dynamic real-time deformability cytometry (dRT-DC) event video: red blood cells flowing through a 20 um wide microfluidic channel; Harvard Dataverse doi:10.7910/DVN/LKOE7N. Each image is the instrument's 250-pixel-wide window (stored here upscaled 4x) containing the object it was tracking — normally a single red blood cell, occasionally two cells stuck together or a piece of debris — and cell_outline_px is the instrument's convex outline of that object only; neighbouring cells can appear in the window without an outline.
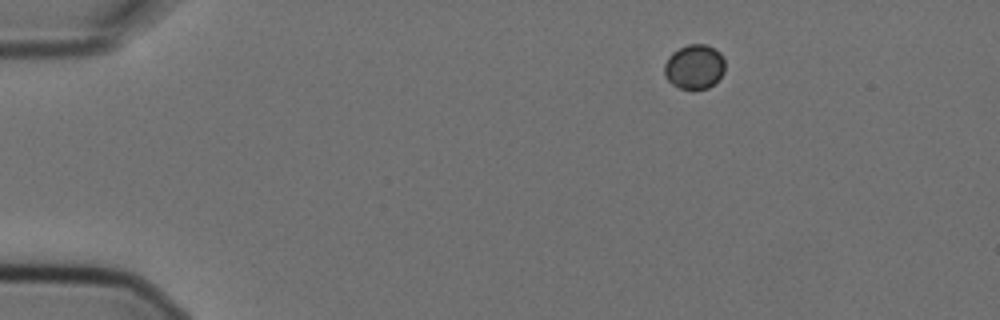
{"species": "Egyptian fruit bat (a non-hibernating species)", "species_latin": "Rousettus aegyptiacus", "temperature_condition": "cold", "stored_images_in_passage": 6, "camera_frame_rate_fps": 3000, "um_per_image_px": 0.085, "animal": {"sex": "female"}, "frame": {"image": 1, "passage_image": 1, "time_ms": 0.0, "image_size_px": [1000, 320], "cell_outline_px": [[724, 72], [708, 88], [692, 92], [680, 88], [672, 84], [664, 76], [664, 64], [668, 56], [672, 52], [688, 44], [704, 44], [720, 52], [724, 60]], "centroid_in_image_um": [58.99, 5.71], "position_along_channel_um": 26.0, "area_um2": 15.95}}
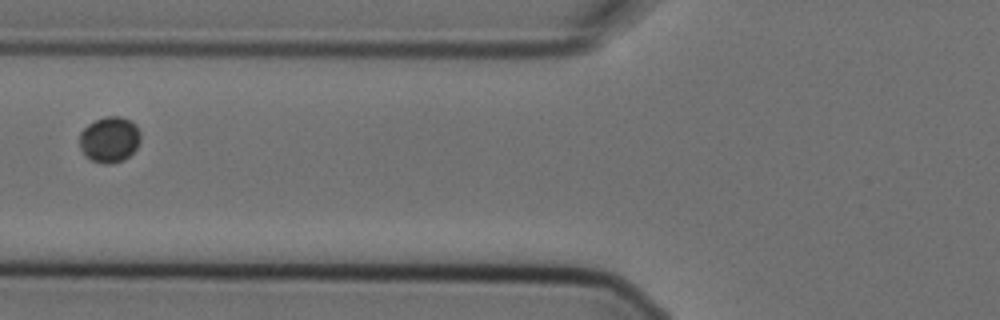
{"frame": {"image": 2, "passage_image": 5, "time_ms": 1.333, "image_size_px": [1000, 320], "cell_outline_px": [[140, 140], [136, 148], [124, 160], [108, 164], [104, 164], [92, 160], [80, 148], [80, 132], [88, 124], [96, 120], [108, 116], [120, 116], [132, 120], [136, 124], [140, 132]], "centroid_in_image_um": [9.33, 11.84], "position_along_channel_um": 116.5, "area_um2": 16.18}}
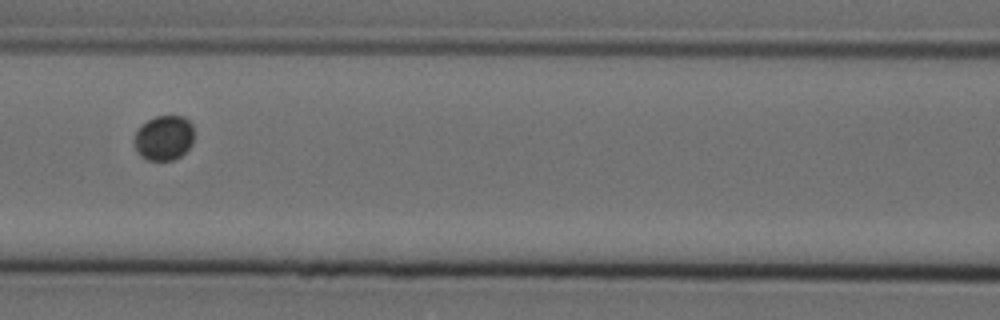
{"frame": {"image": 3, "passage_image": 6, "time_ms": 1.667, "image_size_px": [1000, 320], "cell_outline_px": [[192, 144], [180, 156], [172, 160], [148, 160], [140, 156], [136, 152], [132, 140], [136, 128], [140, 124], [156, 116], [184, 116], [192, 124]], "centroid_in_image_um": [13.86, 11.71], "position_along_channel_um": 152.7, "area_um2": 15.9}}